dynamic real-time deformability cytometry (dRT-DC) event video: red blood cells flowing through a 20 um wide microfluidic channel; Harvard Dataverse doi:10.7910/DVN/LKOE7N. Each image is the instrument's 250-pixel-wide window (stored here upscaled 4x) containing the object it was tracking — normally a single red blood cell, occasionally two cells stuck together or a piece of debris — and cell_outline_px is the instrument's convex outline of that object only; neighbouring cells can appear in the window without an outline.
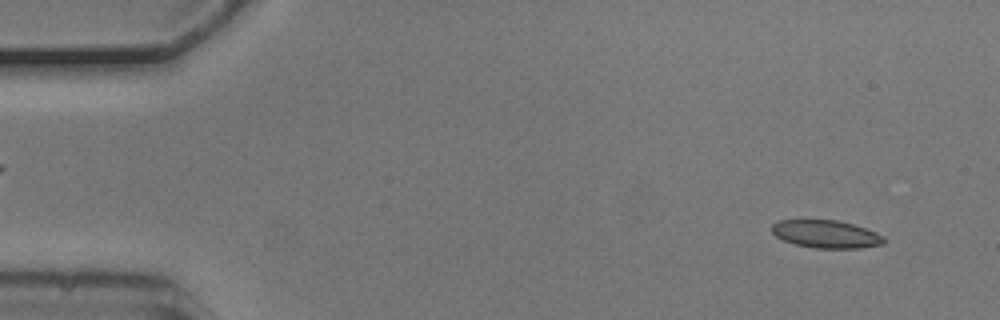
{"species": "common noctule bat (a hibernating species)", "species_latin": "Nyctalus noctula", "temperature_condition": "cold", "stored_images_in_passage": 54, "camera_frame_rate_fps": 3000, "um_per_image_px": 0.085, "animal": {"sex": "male", "body_mass_g": 20.5, "forearm_length_mm": 52.5}, "frame": {"image": 1, "passage_image": 4, "time_ms": 1.0, "image_size_px": [1000, 320], "cell_outline_px": [[884, 244], [860, 248], [816, 248], [796, 244], [784, 240], [776, 236], [772, 232], [772, 224], [780, 220], [836, 220], [852, 224], [876, 232], [884, 236]], "centroid_in_image_um": [70.23, 19.9], "position_along_channel_um": 14.8, "area_um2": 17.98}}
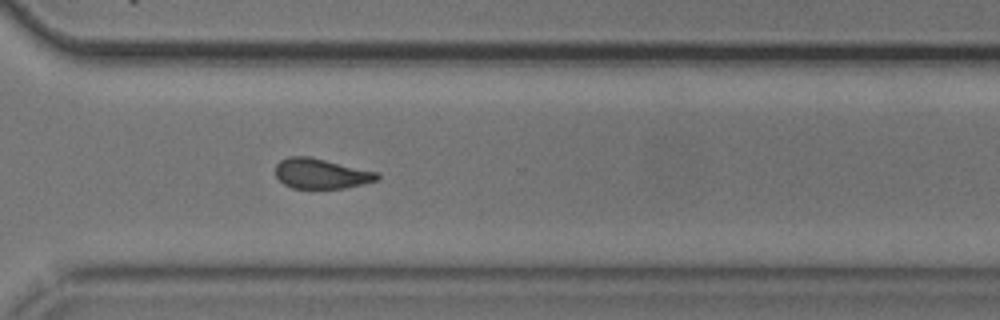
{"frame": {"image": 2, "passage_image": 39, "time_ms": 12.667, "image_size_px": [1000, 320], "cell_outline_px": [[380, 180], [364, 184], [344, 188], [292, 188], [284, 184], [276, 176], [276, 164], [280, 160], [288, 156], [308, 156], [380, 172]], "centroid_in_image_um": [27.34, 14.75], "position_along_channel_um": 343.3, "area_um2": 18.03}}
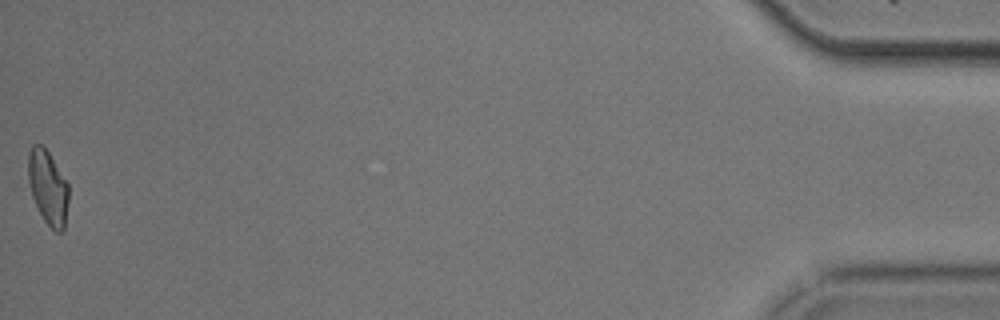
{"frame": {"image": 3, "passage_image": 54, "time_ms": 17.667, "image_size_px": [1000, 320], "cell_outline_px": [[68, 200], [64, 228], [60, 232], [56, 232], [44, 220], [32, 196], [28, 180], [28, 152], [32, 144], [44, 144], [68, 184]], "centroid_in_image_um": [4.06, 15.87], "position_along_channel_um": 431.1, "area_um2": 17.4}, "authors_computed_cell_mechanics": {"area_um2": 18.5538, "velocity_mm_per_s": 3.7195, "shape_relaxation_time_tau1_ms": 4.2288, "shape_relaxation_time_tau2_ms": 1.4746, "deformation_change_tau1": 0.1251, "deformation_change_tau2": 0.0825}}